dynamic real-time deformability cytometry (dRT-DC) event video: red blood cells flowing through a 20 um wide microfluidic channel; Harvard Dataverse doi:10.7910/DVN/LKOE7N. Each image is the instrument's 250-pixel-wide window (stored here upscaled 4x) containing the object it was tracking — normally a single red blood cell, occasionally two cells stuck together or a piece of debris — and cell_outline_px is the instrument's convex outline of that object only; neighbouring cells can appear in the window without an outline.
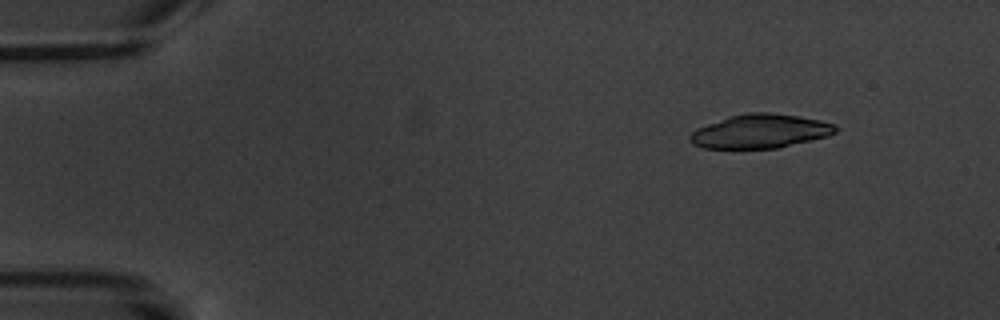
{"species": "common noctule bat (a hibernating species)", "species_latin": "Nyctalus noctula", "temperature_condition": "warm", "stored_images_in_passage": 4, "camera_frame_rate_fps": 3000, "um_per_image_px": 0.085, "animal": {"sex": "male", "body_mass_g": 20.1, "forearm_length_mm": 53.5}, "frame": {"image": 1, "passage_image": 1, "time_ms": 0.0, "image_size_px": [1000, 320], "cell_outline_px": [[840, 128], [836, 132], [828, 136], [776, 148], [704, 148], [692, 144], [688, 140], [688, 136], [696, 128], [728, 116], [748, 112], [768, 112], [796, 116], [820, 120], [836, 124]], "centroid_in_image_um": [64.6, 11.15], "position_along_channel_um": 20.4, "area_um2": 28.84}}